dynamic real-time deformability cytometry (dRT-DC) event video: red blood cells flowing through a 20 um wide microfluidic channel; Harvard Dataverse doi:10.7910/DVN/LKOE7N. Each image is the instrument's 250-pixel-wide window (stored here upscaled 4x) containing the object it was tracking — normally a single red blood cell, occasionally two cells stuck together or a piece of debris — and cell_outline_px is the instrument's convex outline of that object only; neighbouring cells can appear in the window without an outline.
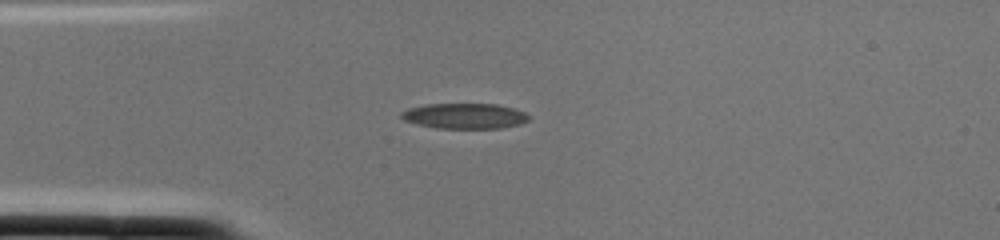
{"species": "common noctule bat (a hibernating species)", "species_latin": "Nyctalus noctula", "temperature_condition": "cold", "stored_images_in_passage": 1, "camera_frame_rate_fps": 3000, "um_per_image_px": 0.085, "animal": {"sex": "female", "body_mass_g": 22.0, "forearm_length_mm": 56.7}, "frame": {"image": 1, "passage_image": 1, "time_ms": 0.0, "image_size_px": [1000, 240], "cell_outline_px": [[528, 120], [520, 124], [500, 128], [436, 128], [416, 124], [404, 120], [400, 116], [400, 112], [408, 108], [428, 104], [496, 104], [512, 108], [524, 112], [528, 116]], "centroid_in_image_um": [39.45, 9.86], "position_along_channel_um": 45.6, "area_um2": 18.79}}